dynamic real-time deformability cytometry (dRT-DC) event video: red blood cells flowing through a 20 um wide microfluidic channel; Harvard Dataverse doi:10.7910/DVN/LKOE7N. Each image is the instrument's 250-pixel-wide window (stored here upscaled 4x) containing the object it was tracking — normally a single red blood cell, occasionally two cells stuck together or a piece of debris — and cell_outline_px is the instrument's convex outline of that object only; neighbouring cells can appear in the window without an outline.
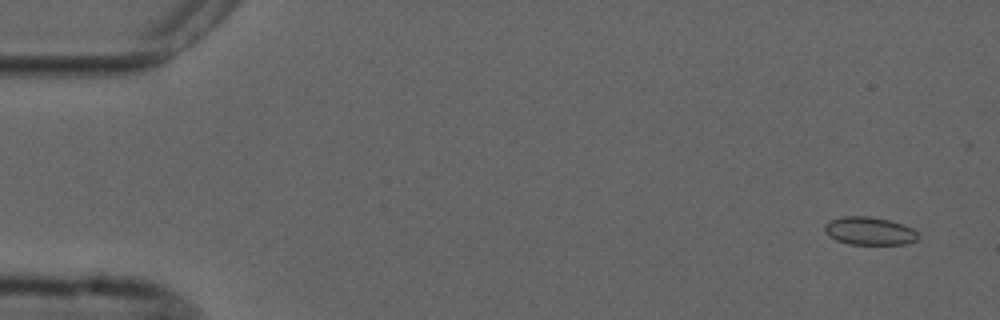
{"species": "common noctule bat (a hibernating species)", "species_latin": "Nyctalus noctula", "temperature_condition": "cold", "stored_images_in_passage": 7, "camera_frame_rate_fps": 3000, "um_per_image_px": 0.085, "animal": {"sex": "male", "forearm_length_mm": 52.5}, "frame": {"image": 1, "passage_image": 1, "time_ms": 0.0, "image_size_px": [1000, 320], "cell_outline_px": [[920, 236], [916, 240], [904, 244], [848, 244], [836, 240], [828, 236], [824, 232], [824, 224], [828, 220], [840, 216], [868, 216], [888, 220], [912, 228]], "centroid_in_image_um": [73.83, 19.63], "position_along_channel_um": 11.2, "area_um2": 15.32}}
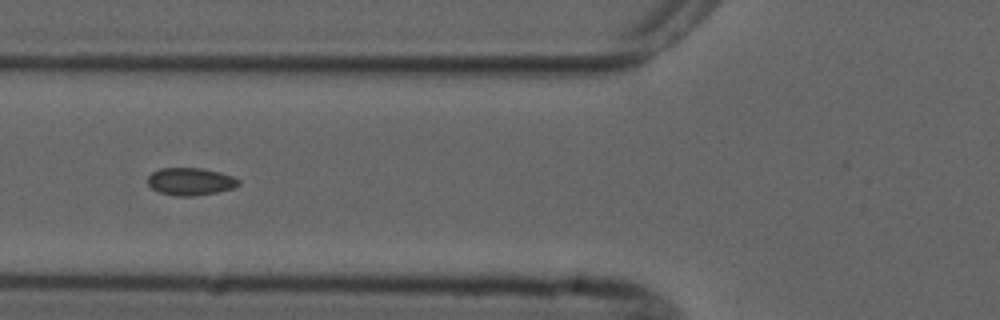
{"frame": {"image": 2, "passage_image": 5, "time_ms": 6.0, "image_size_px": [1000, 320], "cell_outline_px": [[240, 184], [232, 188], [216, 192], [196, 196], [176, 196], [160, 192], [152, 188], [148, 184], [148, 176], [152, 172], [160, 168], [200, 168], [220, 172], [232, 176], [240, 180]], "centroid_in_image_um": [16.18, 15.42], "position_along_channel_um": 109.6, "area_um2": 14.51}}
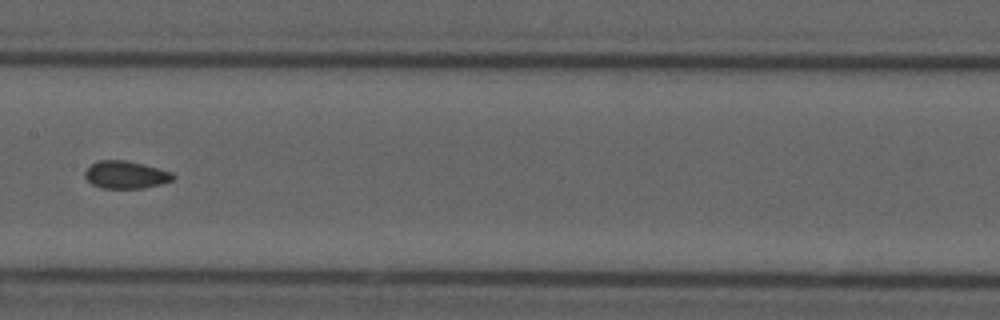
{"frame": {"image": 3, "passage_image": 7, "time_ms": 8.333, "image_size_px": [1000, 320], "cell_outline_px": [[176, 176], [172, 180], [160, 184], [144, 188], [100, 188], [92, 184], [84, 176], [84, 172], [92, 164], [100, 160], [124, 160], [144, 164], [172, 172]], "centroid_in_image_um": [10.69, 14.86], "position_along_channel_um": 196.7, "area_um2": 14.1}}